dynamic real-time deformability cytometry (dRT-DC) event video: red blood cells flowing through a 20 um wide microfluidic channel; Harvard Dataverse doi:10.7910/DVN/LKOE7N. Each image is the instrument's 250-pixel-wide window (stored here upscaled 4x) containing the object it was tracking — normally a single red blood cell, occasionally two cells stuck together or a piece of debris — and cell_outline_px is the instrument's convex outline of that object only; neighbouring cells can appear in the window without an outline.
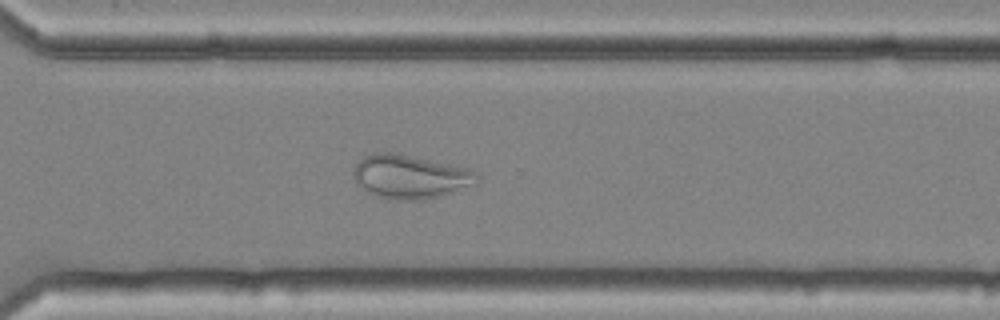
{"species": "common noctule bat (a hibernating species)", "species_latin": "Nyctalus noctula", "temperature_condition": "cold", "stored_images_in_passage": 52, "camera_frame_rate_fps": 3000, "um_per_image_px": 0.085, "animal": {"sex": "female", "body_mass_g": 25.1}, "frame": {"image": 1, "passage_image": 37, "time_ms": 12.0, "image_size_px": [1000, 320], "cell_outline_px": [[480, 180], [476, 184], [440, 196], [424, 200], [388, 200], [376, 196], [368, 192], [356, 184], [352, 172], [352, 168], [364, 156], [372, 152], [392, 152], [472, 168], [480, 176]], "centroid_in_image_um": [34.87, 15.02], "position_along_channel_um": 335.7, "area_um2": 32.08}}